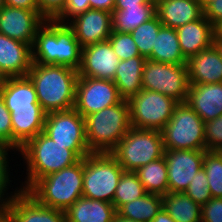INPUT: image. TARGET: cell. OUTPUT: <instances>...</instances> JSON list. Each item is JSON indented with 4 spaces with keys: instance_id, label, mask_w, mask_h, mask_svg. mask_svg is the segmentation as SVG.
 <instances>
[{
    "instance_id": "6da1fadb",
    "label": "cell",
    "mask_w": 222,
    "mask_h": 222,
    "mask_svg": "<svg viewBox=\"0 0 222 222\" xmlns=\"http://www.w3.org/2000/svg\"><path fill=\"white\" fill-rule=\"evenodd\" d=\"M27 77L46 112L74 109L78 70L61 65L32 63Z\"/></svg>"
},
{
    "instance_id": "7a4b0ae2",
    "label": "cell",
    "mask_w": 222,
    "mask_h": 222,
    "mask_svg": "<svg viewBox=\"0 0 222 222\" xmlns=\"http://www.w3.org/2000/svg\"><path fill=\"white\" fill-rule=\"evenodd\" d=\"M31 50L32 63L80 68L82 47L67 24L46 20L37 30Z\"/></svg>"
},
{
    "instance_id": "3957f363",
    "label": "cell",
    "mask_w": 222,
    "mask_h": 222,
    "mask_svg": "<svg viewBox=\"0 0 222 222\" xmlns=\"http://www.w3.org/2000/svg\"><path fill=\"white\" fill-rule=\"evenodd\" d=\"M18 152L27 168L25 181L20 185L24 191L39 178L58 172L80 160L72 150L53 141L43 131L29 140Z\"/></svg>"
},
{
    "instance_id": "277c9868",
    "label": "cell",
    "mask_w": 222,
    "mask_h": 222,
    "mask_svg": "<svg viewBox=\"0 0 222 222\" xmlns=\"http://www.w3.org/2000/svg\"><path fill=\"white\" fill-rule=\"evenodd\" d=\"M27 192L46 207L66 211L83 197V158L58 172L39 178Z\"/></svg>"
},
{
    "instance_id": "5b68a950",
    "label": "cell",
    "mask_w": 222,
    "mask_h": 222,
    "mask_svg": "<svg viewBox=\"0 0 222 222\" xmlns=\"http://www.w3.org/2000/svg\"><path fill=\"white\" fill-rule=\"evenodd\" d=\"M131 128L128 100L85 117L86 140L92 153H110Z\"/></svg>"
},
{
    "instance_id": "8992f818",
    "label": "cell",
    "mask_w": 222,
    "mask_h": 222,
    "mask_svg": "<svg viewBox=\"0 0 222 222\" xmlns=\"http://www.w3.org/2000/svg\"><path fill=\"white\" fill-rule=\"evenodd\" d=\"M110 153L124 171L135 172L143 165L164 157L162 134L157 130L131 127Z\"/></svg>"
},
{
    "instance_id": "52a82bcc",
    "label": "cell",
    "mask_w": 222,
    "mask_h": 222,
    "mask_svg": "<svg viewBox=\"0 0 222 222\" xmlns=\"http://www.w3.org/2000/svg\"><path fill=\"white\" fill-rule=\"evenodd\" d=\"M123 172L111 153H90L83 158V197L112 203Z\"/></svg>"
},
{
    "instance_id": "ba28073f",
    "label": "cell",
    "mask_w": 222,
    "mask_h": 222,
    "mask_svg": "<svg viewBox=\"0 0 222 222\" xmlns=\"http://www.w3.org/2000/svg\"><path fill=\"white\" fill-rule=\"evenodd\" d=\"M160 132L165 150H206L205 122L187 102L175 106Z\"/></svg>"
},
{
    "instance_id": "9c48e42d",
    "label": "cell",
    "mask_w": 222,
    "mask_h": 222,
    "mask_svg": "<svg viewBox=\"0 0 222 222\" xmlns=\"http://www.w3.org/2000/svg\"><path fill=\"white\" fill-rule=\"evenodd\" d=\"M131 127L161 131L171 119L177 101L162 93L142 89L128 100Z\"/></svg>"
},
{
    "instance_id": "30bf717a",
    "label": "cell",
    "mask_w": 222,
    "mask_h": 222,
    "mask_svg": "<svg viewBox=\"0 0 222 222\" xmlns=\"http://www.w3.org/2000/svg\"><path fill=\"white\" fill-rule=\"evenodd\" d=\"M187 66L146 60L143 65L142 88L162 93L178 103L187 101L189 92Z\"/></svg>"
},
{
    "instance_id": "8fae6325",
    "label": "cell",
    "mask_w": 222,
    "mask_h": 222,
    "mask_svg": "<svg viewBox=\"0 0 222 222\" xmlns=\"http://www.w3.org/2000/svg\"><path fill=\"white\" fill-rule=\"evenodd\" d=\"M43 132L80 159L92 153L86 140L85 118L75 109L46 113Z\"/></svg>"
},
{
    "instance_id": "7c38bea8",
    "label": "cell",
    "mask_w": 222,
    "mask_h": 222,
    "mask_svg": "<svg viewBox=\"0 0 222 222\" xmlns=\"http://www.w3.org/2000/svg\"><path fill=\"white\" fill-rule=\"evenodd\" d=\"M122 98L112 80L78 77L74 109L84 118L118 104Z\"/></svg>"
},
{
    "instance_id": "4fadbf2b",
    "label": "cell",
    "mask_w": 222,
    "mask_h": 222,
    "mask_svg": "<svg viewBox=\"0 0 222 222\" xmlns=\"http://www.w3.org/2000/svg\"><path fill=\"white\" fill-rule=\"evenodd\" d=\"M169 192H185L203 168L204 150H165Z\"/></svg>"
},
{
    "instance_id": "5bb4252c",
    "label": "cell",
    "mask_w": 222,
    "mask_h": 222,
    "mask_svg": "<svg viewBox=\"0 0 222 222\" xmlns=\"http://www.w3.org/2000/svg\"><path fill=\"white\" fill-rule=\"evenodd\" d=\"M45 21L36 10L5 5L0 10V33L32 47L37 30Z\"/></svg>"
},
{
    "instance_id": "9a60e30c",
    "label": "cell",
    "mask_w": 222,
    "mask_h": 222,
    "mask_svg": "<svg viewBox=\"0 0 222 222\" xmlns=\"http://www.w3.org/2000/svg\"><path fill=\"white\" fill-rule=\"evenodd\" d=\"M119 62L109 40L91 44L82 48L78 75L113 81Z\"/></svg>"
},
{
    "instance_id": "2e32d148",
    "label": "cell",
    "mask_w": 222,
    "mask_h": 222,
    "mask_svg": "<svg viewBox=\"0 0 222 222\" xmlns=\"http://www.w3.org/2000/svg\"><path fill=\"white\" fill-rule=\"evenodd\" d=\"M67 25L73 30L78 43L83 48L108 40L113 31L112 13L88 9Z\"/></svg>"
},
{
    "instance_id": "e0dca14e",
    "label": "cell",
    "mask_w": 222,
    "mask_h": 222,
    "mask_svg": "<svg viewBox=\"0 0 222 222\" xmlns=\"http://www.w3.org/2000/svg\"><path fill=\"white\" fill-rule=\"evenodd\" d=\"M13 222H64L65 212L40 204L27 191L20 190L5 206Z\"/></svg>"
},
{
    "instance_id": "ac0fdd59",
    "label": "cell",
    "mask_w": 222,
    "mask_h": 222,
    "mask_svg": "<svg viewBox=\"0 0 222 222\" xmlns=\"http://www.w3.org/2000/svg\"><path fill=\"white\" fill-rule=\"evenodd\" d=\"M11 114L13 149L20 150L44 129L46 112L40 104L32 107H7Z\"/></svg>"
},
{
    "instance_id": "d6986e66",
    "label": "cell",
    "mask_w": 222,
    "mask_h": 222,
    "mask_svg": "<svg viewBox=\"0 0 222 222\" xmlns=\"http://www.w3.org/2000/svg\"><path fill=\"white\" fill-rule=\"evenodd\" d=\"M31 65V46L0 33V73L5 78L25 77Z\"/></svg>"
},
{
    "instance_id": "ffe728a7",
    "label": "cell",
    "mask_w": 222,
    "mask_h": 222,
    "mask_svg": "<svg viewBox=\"0 0 222 222\" xmlns=\"http://www.w3.org/2000/svg\"><path fill=\"white\" fill-rule=\"evenodd\" d=\"M186 66L190 84L222 82V58L215 44L189 57Z\"/></svg>"
},
{
    "instance_id": "44dd1931",
    "label": "cell",
    "mask_w": 222,
    "mask_h": 222,
    "mask_svg": "<svg viewBox=\"0 0 222 222\" xmlns=\"http://www.w3.org/2000/svg\"><path fill=\"white\" fill-rule=\"evenodd\" d=\"M186 102L204 122L216 119L222 115V82L190 84Z\"/></svg>"
},
{
    "instance_id": "7402d4cb",
    "label": "cell",
    "mask_w": 222,
    "mask_h": 222,
    "mask_svg": "<svg viewBox=\"0 0 222 222\" xmlns=\"http://www.w3.org/2000/svg\"><path fill=\"white\" fill-rule=\"evenodd\" d=\"M184 58L196 55L214 44V26L202 15L199 19L176 29Z\"/></svg>"
},
{
    "instance_id": "603a6c76",
    "label": "cell",
    "mask_w": 222,
    "mask_h": 222,
    "mask_svg": "<svg viewBox=\"0 0 222 222\" xmlns=\"http://www.w3.org/2000/svg\"><path fill=\"white\" fill-rule=\"evenodd\" d=\"M156 15L163 26L177 29L203 15L198 0H156Z\"/></svg>"
},
{
    "instance_id": "cb8c5ba5",
    "label": "cell",
    "mask_w": 222,
    "mask_h": 222,
    "mask_svg": "<svg viewBox=\"0 0 222 222\" xmlns=\"http://www.w3.org/2000/svg\"><path fill=\"white\" fill-rule=\"evenodd\" d=\"M65 212L68 222H112L117 213L112 203L81 197Z\"/></svg>"
},
{
    "instance_id": "d4e9b609",
    "label": "cell",
    "mask_w": 222,
    "mask_h": 222,
    "mask_svg": "<svg viewBox=\"0 0 222 222\" xmlns=\"http://www.w3.org/2000/svg\"><path fill=\"white\" fill-rule=\"evenodd\" d=\"M146 60L143 56H137L128 60H120L117 65L113 82L123 100H129L143 89L142 73Z\"/></svg>"
},
{
    "instance_id": "484cf974",
    "label": "cell",
    "mask_w": 222,
    "mask_h": 222,
    "mask_svg": "<svg viewBox=\"0 0 222 222\" xmlns=\"http://www.w3.org/2000/svg\"><path fill=\"white\" fill-rule=\"evenodd\" d=\"M151 60L175 65L186 64L176 29L165 26L159 29L151 52Z\"/></svg>"
},
{
    "instance_id": "4316f807",
    "label": "cell",
    "mask_w": 222,
    "mask_h": 222,
    "mask_svg": "<svg viewBox=\"0 0 222 222\" xmlns=\"http://www.w3.org/2000/svg\"><path fill=\"white\" fill-rule=\"evenodd\" d=\"M1 96L6 107H32L39 104L33 83L25 77H7Z\"/></svg>"
},
{
    "instance_id": "83f0119b",
    "label": "cell",
    "mask_w": 222,
    "mask_h": 222,
    "mask_svg": "<svg viewBox=\"0 0 222 222\" xmlns=\"http://www.w3.org/2000/svg\"><path fill=\"white\" fill-rule=\"evenodd\" d=\"M162 199L163 208L176 222H201L202 206L185 192H168Z\"/></svg>"
},
{
    "instance_id": "f1b7e54d",
    "label": "cell",
    "mask_w": 222,
    "mask_h": 222,
    "mask_svg": "<svg viewBox=\"0 0 222 222\" xmlns=\"http://www.w3.org/2000/svg\"><path fill=\"white\" fill-rule=\"evenodd\" d=\"M135 172L147 193L163 196L169 192L167 163L164 157L143 165Z\"/></svg>"
},
{
    "instance_id": "f546056e",
    "label": "cell",
    "mask_w": 222,
    "mask_h": 222,
    "mask_svg": "<svg viewBox=\"0 0 222 222\" xmlns=\"http://www.w3.org/2000/svg\"><path fill=\"white\" fill-rule=\"evenodd\" d=\"M162 208V196L147 193L143 197L122 205L116 212L126 219L151 222Z\"/></svg>"
},
{
    "instance_id": "4dcf8cb0",
    "label": "cell",
    "mask_w": 222,
    "mask_h": 222,
    "mask_svg": "<svg viewBox=\"0 0 222 222\" xmlns=\"http://www.w3.org/2000/svg\"><path fill=\"white\" fill-rule=\"evenodd\" d=\"M156 15V6H132L114 9L112 12L113 31L130 33Z\"/></svg>"
},
{
    "instance_id": "1f68e13d",
    "label": "cell",
    "mask_w": 222,
    "mask_h": 222,
    "mask_svg": "<svg viewBox=\"0 0 222 222\" xmlns=\"http://www.w3.org/2000/svg\"><path fill=\"white\" fill-rule=\"evenodd\" d=\"M146 194L147 192L136 172L124 171L116 188L112 204L117 211L122 205Z\"/></svg>"
},
{
    "instance_id": "d6a6232c",
    "label": "cell",
    "mask_w": 222,
    "mask_h": 222,
    "mask_svg": "<svg viewBox=\"0 0 222 222\" xmlns=\"http://www.w3.org/2000/svg\"><path fill=\"white\" fill-rule=\"evenodd\" d=\"M162 26L163 25L160 22L158 16L155 15L153 18L144 22L130 32L133 40L137 45L140 56L151 60V52L155 42V37L157 36L158 31Z\"/></svg>"
},
{
    "instance_id": "836d02e7",
    "label": "cell",
    "mask_w": 222,
    "mask_h": 222,
    "mask_svg": "<svg viewBox=\"0 0 222 222\" xmlns=\"http://www.w3.org/2000/svg\"><path fill=\"white\" fill-rule=\"evenodd\" d=\"M203 169L212 197L222 198V156L218 151L204 150Z\"/></svg>"
},
{
    "instance_id": "e575fe53",
    "label": "cell",
    "mask_w": 222,
    "mask_h": 222,
    "mask_svg": "<svg viewBox=\"0 0 222 222\" xmlns=\"http://www.w3.org/2000/svg\"><path fill=\"white\" fill-rule=\"evenodd\" d=\"M15 151L13 148L0 144V208H4L6 204L21 190V188L17 187L16 190L9 194L8 187L12 184L10 180L11 172L9 168V151ZM9 159V160H8ZM9 194V195H8ZM6 196V197H5Z\"/></svg>"
},
{
    "instance_id": "d590c367",
    "label": "cell",
    "mask_w": 222,
    "mask_h": 222,
    "mask_svg": "<svg viewBox=\"0 0 222 222\" xmlns=\"http://www.w3.org/2000/svg\"><path fill=\"white\" fill-rule=\"evenodd\" d=\"M108 40L120 60L140 56L137 45L130 33L112 31Z\"/></svg>"
},
{
    "instance_id": "8d00e7d4",
    "label": "cell",
    "mask_w": 222,
    "mask_h": 222,
    "mask_svg": "<svg viewBox=\"0 0 222 222\" xmlns=\"http://www.w3.org/2000/svg\"><path fill=\"white\" fill-rule=\"evenodd\" d=\"M185 193L201 206L212 198L208 178L203 168L192 178Z\"/></svg>"
},
{
    "instance_id": "74e56055",
    "label": "cell",
    "mask_w": 222,
    "mask_h": 222,
    "mask_svg": "<svg viewBox=\"0 0 222 222\" xmlns=\"http://www.w3.org/2000/svg\"><path fill=\"white\" fill-rule=\"evenodd\" d=\"M206 150L218 151L222 148V115L205 122Z\"/></svg>"
},
{
    "instance_id": "f35d334b",
    "label": "cell",
    "mask_w": 222,
    "mask_h": 222,
    "mask_svg": "<svg viewBox=\"0 0 222 222\" xmlns=\"http://www.w3.org/2000/svg\"><path fill=\"white\" fill-rule=\"evenodd\" d=\"M88 9H90L89 0H67L64 10L54 20L62 24H68Z\"/></svg>"
},
{
    "instance_id": "ab89813d",
    "label": "cell",
    "mask_w": 222,
    "mask_h": 222,
    "mask_svg": "<svg viewBox=\"0 0 222 222\" xmlns=\"http://www.w3.org/2000/svg\"><path fill=\"white\" fill-rule=\"evenodd\" d=\"M0 144L13 148L11 114L0 94Z\"/></svg>"
},
{
    "instance_id": "60d3db41",
    "label": "cell",
    "mask_w": 222,
    "mask_h": 222,
    "mask_svg": "<svg viewBox=\"0 0 222 222\" xmlns=\"http://www.w3.org/2000/svg\"><path fill=\"white\" fill-rule=\"evenodd\" d=\"M201 222H222V198L212 197L202 205Z\"/></svg>"
},
{
    "instance_id": "b9f144b4",
    "label": "cell",
    "mask_w": 222,
    "mask_h": 222,
    "mask_svg": "<svg viewBox=\"0 0 222 222\" xmlns=\"http://www.w3.org/2000/svg\"><path fill=\"white\" fill-rule=\"evenodd\" d=\"M67 0H37L39 13L46 20H54L65 8Z\"/></svg>"
},
{
    "instance_id": "7bdbcfd3",
    "label": "cell",
    "mask_w": 222,
    "mask_h": 222,
    "mask_svg": "<svg viewBox=\"0 0 222 222\" xmlns=\"http://www.w3.org/2000/svg\"><path fill=\"white\" fill-rule=\"evenodd\" d=\"M203 16L215 26L222 20V0H212L203 7Z\"/></svg>"
},
{
    "instance_id": "ee69618b",
    "label": "cell",
    "mask_w": 222,
    "mask_h": 222,
    "mask_svg": "<svg viewBox=\"0 0 222 222\" xmlns=\"http://www.w3.org/2000/svg\"><path fill=\"white\" fill-rule=\"evenodd\" d=\"M132 6H156V0H115L114 9H125Z\"/></svg>"
},
{
    "instance_id": "f6af8a7d",
    "label": "cell",
    "mask_w": 222,
    "mask_h": 222,
    "mask_svg": "<svg viewBox=\"0 0 222 222\" xmlns=\"http://www.w3.org/2000/svg\"><path fill=\"white\" fill-rule=\"evenodd\" d=\"M6 6L36 10L39 13L37 0H4Z\"/></svg>"
},
{
    "instance_id": "bcb514c9",
    "label": "cell",
    "mask_w": 222,
    "mask_h": 222,
    "mask_svg": "<svg viewBox=\"0 0 222 222\" xmlns=\"http://www.w3.org/2000/svg\"><path fill=\"white\" fill-rule=\"evenodd\" d=\"M90 9L104 10L109 13L114 11L115 0H89Z\"/></svg>"
},
{
    "instance_id": "7dc6e473",
    "label": "cell",
    "mask_w": 222,
    "mask_h": 222,
    "mask_svg": "<svg viewBox=\"0 0 222 222\" xmlns=\"http://www.w3.org/2000/svg\"><path fill=\"white\" fill-rule=\"evenodd\" d=\"M151 222H176V221L166 212L164 208H162Z\"/></svg>"
},
{
    "instance_id": "c3c4849f",
    "label": "cell",
    "mask_w": 222,
    "mask_h": 222,
    "mask_svg": "<svg viewBox=\"0 0 222 222\" xmlns=\"http://www.w3.org/2000/svg\"><path fill=\"white\" fill-rule=\"evenodd\" d=\"M0 222H13L11 214L5 207L0 208Z\"/></svg>"
},
{
    "instance_id": "681fc988",
    "label": "cell",
    "mask_w": 222,
    "mask_h": 222,
    "mask_svg": "<svg viewBox=\"0 0 222 222\" xmlns=\"http://www.w3.org/2000/svg\"><path fill=\"white\" fill-rule=\"evenodd\" d=\"M215 40H222V20L214 26Z\"/></svg>"
},
{
    "instance_id": "f907efd6",
    "label": "cell",
    "mask_w": 222,
    "mask_h": 222,
    "mask_svg": "<svg viewBox=\"0 0 222 222\" xmlns=\"http://www.w3.org/2000/svg\"><path fill=\"white\" fill-rule=\"evenodd\" d=\"M112 222H139V221L126 219V218L121 217L119 214L116 213L113 216Z\"/></svg>"
},
{
    "instance_id": "816d5d0a",
    "label": "cell",
    "mask_w": 222,
    "mask_h": 222,
    "mask_svg": "<svg viewBox=\"0 0 222 222\" xmlns=\"http://www.w3.org/2000/svg\"><path fill=\"white\" fill-rule=\"evenodd\" d=\"M214 44L218 47L219 53H220L221 58H222V40H215Z\"/></svg>"
},
{
    "instance_id": "f5cc1de1",
    "label": "cell",
    "mask_w": 222,
    "mask_h": 222,
    "mask_svg": "<svg viewBox=\"0 0 222 222\" xmlns=\"http://www.w3.org/2000/svg\"><path fill=\"white\" fill-rule=\"evenodd\" d=\"M5 79L6 78L0 73V93L2 91V87H3Z\"/></svg>"
},
{
    "instance_id": "db71d44e",
    "label": "cell",
    "mask_w": 222,
    "mask_h": 222,
    "mask_svg": "<svg viewBox=\"0 0 222 222\" xmlns=\"http://www.w3.org/2000/svg\"><path fill=\"white\" fill-rule=\"evenodd\" d=\"M198 1L202 5V7H204L207 3H209L212 0H198Z\"/></svg>"
},
{
    "instance_id": "11a10c76",
    "label": "cell",
    "mask_w": 222,
    "mask_h": 222,
    "mask_svg": "<svg viewBox=\"0 0 222 222\" xmlns=\"http://www.w3.org/2000/svg\"><path fill=\"white\" fill-rule=\"evenodd\" d=\"M5 6V1L4 0H0V10Z\"/></svg>"
},
{
    "instance_id": "9f6ffc18",
    "label": "cell",
    "mask_w": 222,
    "mask_h": 222,
    "mask_svg": "<svg viewBox=\"0 0 222 222\" xmlns=\"http://www.w3.org/2000/svg\"><path fill=\"white\" fill-rule=\"evenodd\" d=\"M218 152L221 154V156H222V148H220L219 150H218Z\"/></svg>"
}]
</instances>
